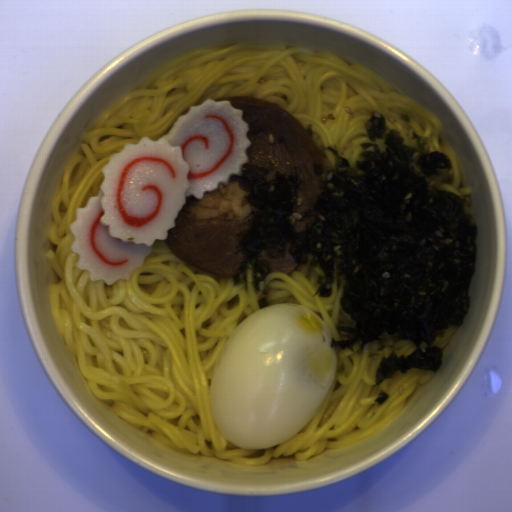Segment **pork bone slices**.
Wrapping results in <instances>:
<instances>
[{"mask_svg": "<svg viewBox=\"0 0 512 512\" xmlns=\"http://www.w3.org/2000/svg\"><path fill=\"white\" fill-rule=\"evenodd\" d=\"M245 190L238 182L220 184L200 199L186 201L166 230L167 247L188 266L221 279H232L241 263L236 237L248 227L251 204L241 206Z\"/></svg>", "mask_w": 512, "mask_h": 512, "instance_id": "2", "label": "pork bone slices"}, {"mask_svg": "<svg viewBox=\"0 0 512 512\" xmlns=\"http://www.w3.org/2000/svg\"><path fill=\"white\" fill-rule=\"evenodd\" d=\"M213 99L216 102L229 101L232 108L242 110V122L248 126L246 138L249 147L245 149L247 164L266 167L269 159H272L273 165L266 174L268 181L275 178L278 171L288 174L290 166H298L303 182L298 186V208L291 218H300L302 212L313 209L321 192L319 178L313 170L314 164H322L324 179L334 165L307 127L275 101L248 93L220 95Z\"/></svg>", "mask_w": 512, "mask_h": 512, "instance_id": "1", "label": "pork bone slices"}, {"mask_svg": "<svg viewBox=\"0 0 512 512\" xmlns=\"http://www.w3.org/2000/svg\"><path fill=\"white\" fill-rule=\"evenodd\" d=\"M260 256L261 259H265L271 265L273 269L272 273H283L288 275L295 271L300 265L291 257L287 246L284 259H272L264 250L261 251Z\"/></svg>", "mask_w": 512, "mask_h": 512, "instance_id": "3", "label": "pork bone slices"}]
</instances>
